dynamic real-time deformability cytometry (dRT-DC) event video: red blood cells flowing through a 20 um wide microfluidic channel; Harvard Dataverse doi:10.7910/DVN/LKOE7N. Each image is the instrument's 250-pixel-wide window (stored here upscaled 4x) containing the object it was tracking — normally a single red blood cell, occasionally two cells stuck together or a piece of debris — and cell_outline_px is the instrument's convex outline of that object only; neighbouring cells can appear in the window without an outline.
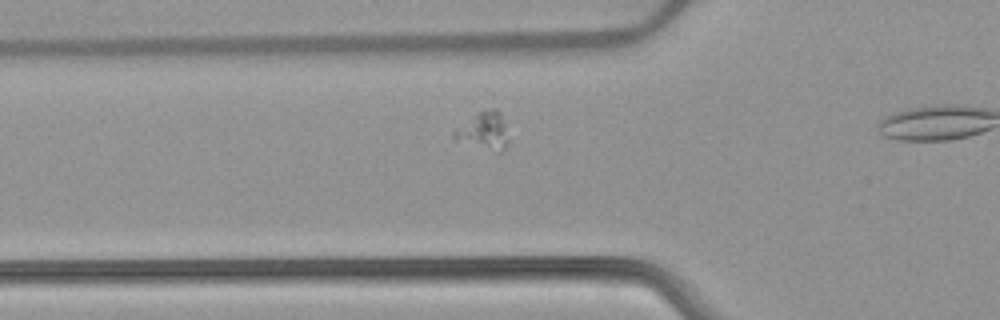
{"species": "common noctule bat (a hibernating species)", "species_latin": "Nyctalus noctula", "temperature_condition": "warm", "stored_images_in_passage": 16, "camera_frame_rate_fps": 3000, "um_per_image_px": 0.085, "animal": {"sex": "female", "body_mass_g": 22.7, "forearm_length_mm": 54.2}, "frame": {"image": 1, "passage_image": 14, "time_ms": 4.333, "image_size_px": [1000, 320], "cell_outline_px": [[508, 144], [500, 152], [496, 152], [456, 140], [452, 136], [452, 132], [456, 128], [480, 112], [492, 108], [496, 108], [500, 112], [504, 124], [508, 140]], "centroid_in_image_um": [41.12, 11.14], "position_along_channel_um": 84.7, "area_um2": 11.5}}